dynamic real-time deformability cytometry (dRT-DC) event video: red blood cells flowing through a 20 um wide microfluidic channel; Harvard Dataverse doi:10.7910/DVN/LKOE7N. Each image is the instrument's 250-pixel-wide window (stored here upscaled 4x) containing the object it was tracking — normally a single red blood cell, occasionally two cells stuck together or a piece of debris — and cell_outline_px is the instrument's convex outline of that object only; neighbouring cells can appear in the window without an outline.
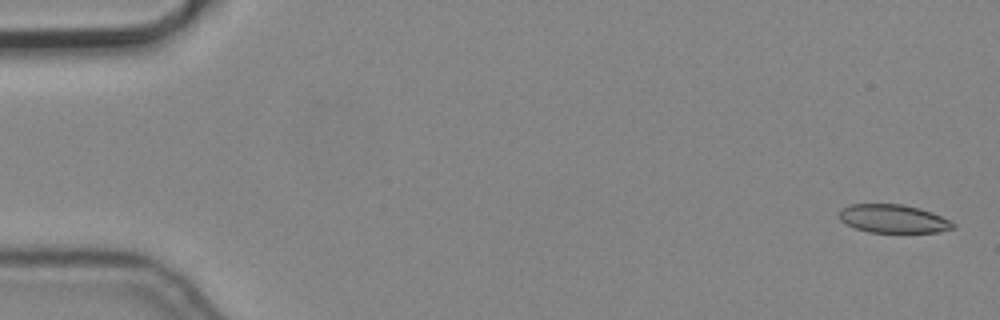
{"species": "common noctule bat (a hibernating species)", "species_latin": "Nyctalus noctula", "temperature_condition": "cold", "stored_images_in_passage": 6, "camera_frame_rate_fps": 3000, "um_per_image_px": 0.085, "animal": {"sex": "male", "body_mass_g": 19.2, "forearm_length_mm": 51.8}, "frame": {"image": 1, "passage_image": 1, "time_ms": 0.0, "image_size_px": [1000, 320], "cell_outline_px": [[956, 228], [940, 232], [868, 232], [856, 228], [840, 220], [840, 208], [852, 204], [904, 204], [920, 208], [932, 212], [956, 224]], "centroid_in_image_um": [75.95, 18.59], "position_along_channel_um": 9.0, "area_um2": 18.79}}
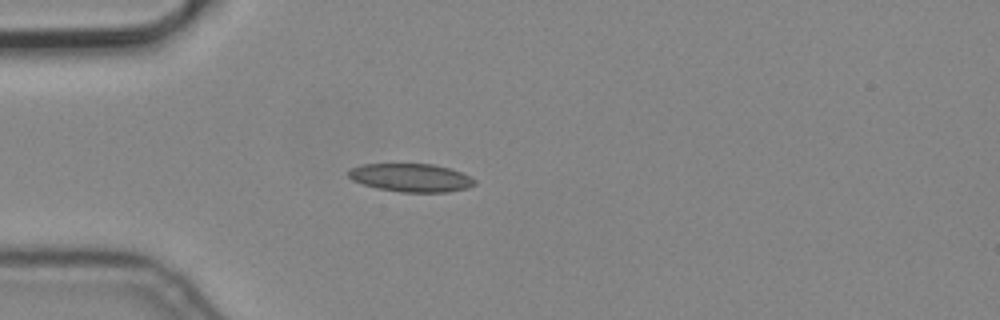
{"frame": {"image": 2, "passage_image": 5, "time_ms": 1.333, "image_size_px": [1000, 320], "cell_outline_px": [[476, 184], [468, 188], [448, 192], [404, 192], [376, 188], [352, 180], [348, 176], [348, 172], [352, 168], [360, 164], [432, 164], [448, 168], [472, 176], [476, 180]], "centroid_in_image_um": [34.96, 15.1], "position_along_channel_um": 50.0, "area_um2": 20.75}}